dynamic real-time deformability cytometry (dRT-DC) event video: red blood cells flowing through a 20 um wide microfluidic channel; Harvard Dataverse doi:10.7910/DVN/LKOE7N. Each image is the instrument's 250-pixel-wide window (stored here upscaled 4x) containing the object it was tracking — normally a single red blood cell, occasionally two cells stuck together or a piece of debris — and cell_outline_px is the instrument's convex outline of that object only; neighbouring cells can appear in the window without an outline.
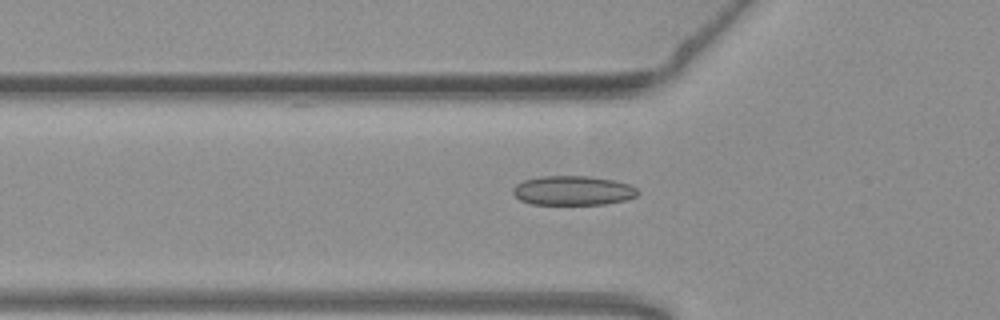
{"species": "common noctule bat (a hibernating species)", "species_latin": "Nyctalus noctula", "temperature_condition": "warm", "stored_images_in_passage": 36, "camera_frame_rate_fps": 3000, "um_per_image_px": 0.085, "animal": {"sex": "female", "body_mass_g": 19.3, "forearm_length_mm": 54.1}, "frame": {"image": 1, "passage_image": 4, "time_ms": 1.0, "image_size_px": [1000, 320], "cell_outline_px": [[640, 192], [636, 196], [628, 200], [604, 204], [532, 204], [520, 200], [512, 192], [512, 188], [516, 184], [524, 180], [540, 176], [588, 176], [616, 180], [632, 184]], "centroid_in_image_um": [48.74, 16.19], "position_along_channel_um": 77.1, "area_um2": 21.62}}
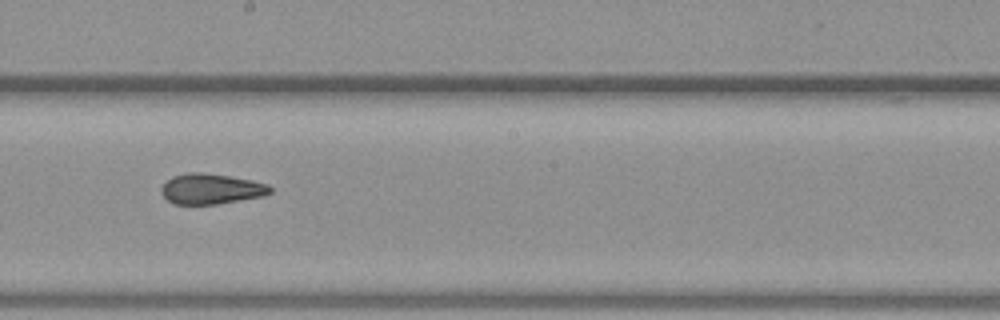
{"frame": {"image": 2, "passage_image": 16, "time_ms": 5.0, "image_size_px": [1000, 320], "cell_outline_px": [[272, 192], [260, 196], [216, 204], [172, 204], [160, 192], [160, 188], [172, 176], [188, 172], [204, 172], [252, 180], [268, 184], [272, 188]], "centroid_in_image_um": [17.91, 16.04], "position_along_channel_um": 230.3, "area_um2": 19.19}}
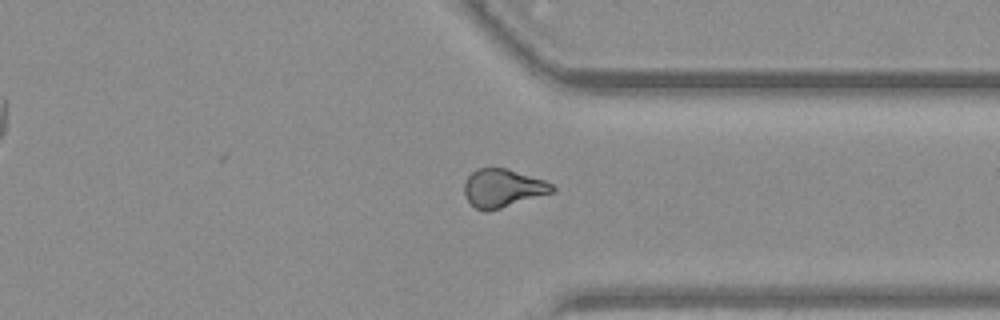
{"frame": {"image": 3, "passage_image": 27, "time_ms": 8.667, "image_size_px": [1000, 320], "cell_outline_px": [[556, 188], [552, 192], [488, 212], [484, 212], [476, 208], [468, 200], [464, 192], [464, 184], [468, 176], [476, 168], [508, 168], [544, 180], [552, 184]], "centroid_in_image_um": [42.72, 15.98], "position_along_channel_um": 368.7, "area_um2": 19.48}, "authors_computed_cell_mechanics": {"area_um2": 19.4208, "velocity_mm_per_s": 3.8018, "shape_relaxation_time_tau1_ms": null, "shape_relaxation_time_tau2_ms": 2.5785, "deformation_change_tau1": null, "deformation_change_tau2": 0.0851}}